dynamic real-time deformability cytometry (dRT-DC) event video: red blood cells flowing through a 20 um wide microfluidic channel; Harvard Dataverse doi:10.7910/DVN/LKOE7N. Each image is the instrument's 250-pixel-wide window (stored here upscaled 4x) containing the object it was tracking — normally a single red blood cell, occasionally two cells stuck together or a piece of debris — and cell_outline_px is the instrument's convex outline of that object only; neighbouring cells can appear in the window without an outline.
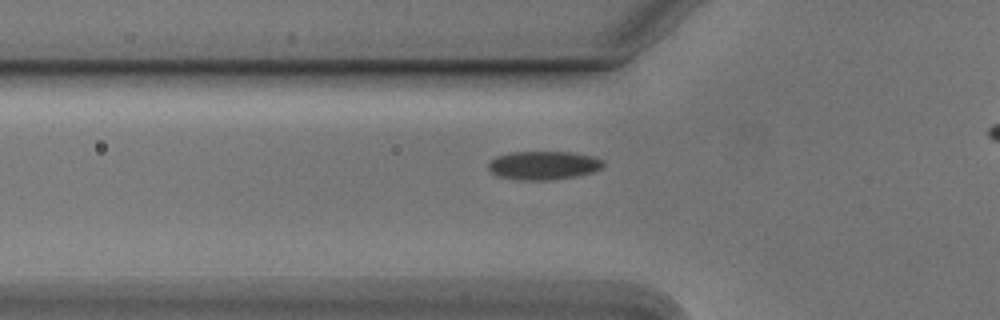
{"species": "Egyptian fruit bat (a non-hibernating species)", "species_latin": "Rousettus aegyptiacus", "temperature_condition": "cold", "stored_images_in_passage": 32, "camera_frame_rate_fps": 3000, "um_per_image_px": 0.085, "animal": {"sex": "male"}, "frame": {"image": 1, "passage_image": 3, "time_ms": 0.667, "image_size_px": [1000, 320], "cell_outline_px": [[604, 164], [600, 168], [592, 172], [572, 176], [548, 180], [520, 180], [496, 176], [488, 168], [488, 164], [496, 156], [512, 152], [572, 152], [592, 156], [604, 160]], "centroid_in_image_um": [46.17, 14.05], "position_along_channel_um": 79.6, "area_um2": 18.96}}
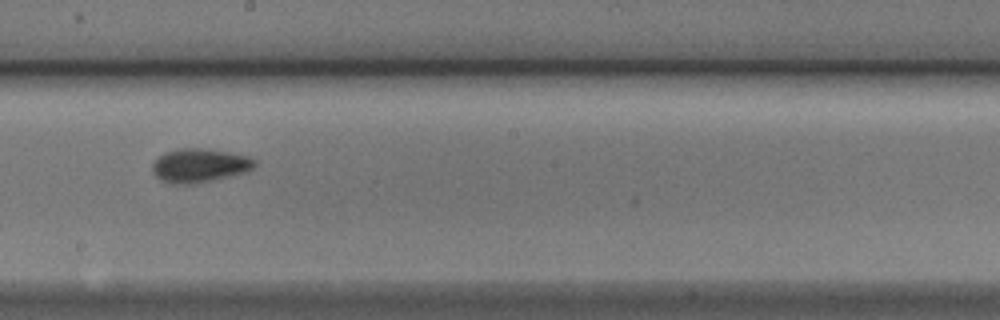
{"frame": {"image": 2, "passage_image": 15, "time_ms": 4.667, "image_size_px": [1000, 320], "cell_outline_px": [[256, 164], [252, 168], [244, 172], [212, 180], [192, 184], [172, 184], [160, 180], [152, 172], [152, 164], [164, 152], [180, 148], [200, 148], [228, 152], [248, 156], [256, 160]], "centroid_in_image_um": [16.93, 14.06], "position_along_channel_um": 231.3, "area_um2": 20.0}}
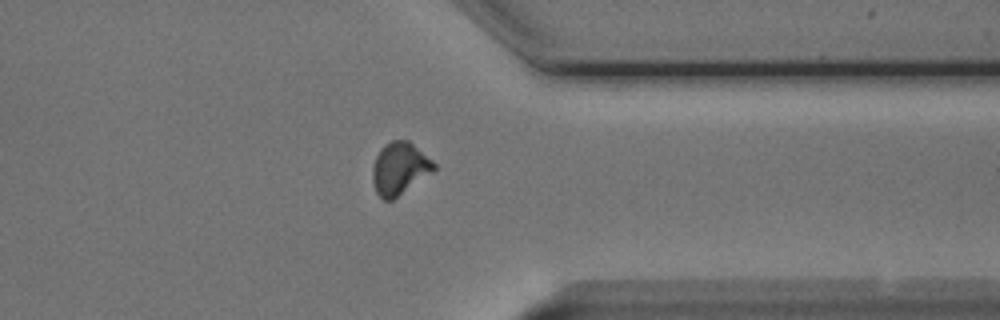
{"frame": {"image": 3, "passage_image": 27, "time_ms": 8.667, "image_size_px": [1000, 320], "cell_outline_px": [[436, 168], [432, 172], [392, 200], [384, 200], [376, 192], [372, 180], [372, 168], [376, 156], [380, 148], [384, 144], [392, 140], [408, 140], [432, 160], [436, 164]], "centroid_in_image_um": [33.94, 14.31], "position_along_channel_um": 377.5, "area_um2": 18.55}}